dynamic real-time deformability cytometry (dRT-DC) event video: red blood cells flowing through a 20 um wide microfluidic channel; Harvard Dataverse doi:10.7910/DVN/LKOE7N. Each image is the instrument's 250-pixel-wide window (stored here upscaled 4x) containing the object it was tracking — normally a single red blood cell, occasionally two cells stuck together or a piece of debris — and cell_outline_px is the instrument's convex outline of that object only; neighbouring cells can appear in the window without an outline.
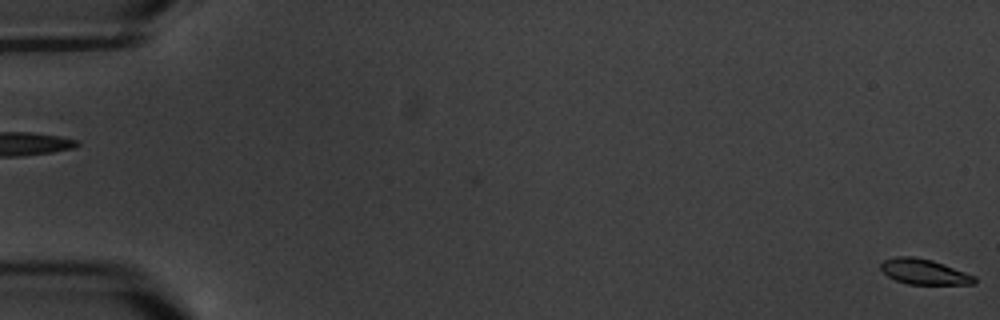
{"species": "common noctule bat (a hibernating species)", "species_latin": "Nyctalus noctula", "temperature_condition": "warm", "stored_images_in_passage": 6, "segment_of_instrument_passage": [2, 2], "camera_frame_rate_fps": 3000, "um_per_image_px": 0.085, "animal": {"sex": "male", "body_mass_g": 20.1, "forearm_length_mm": 53.5}, "frame": {"image": 1, "passage_image": 6, "time_ms": 6.0, "image_size_px": [1000, 320], "cell_outline_px": [[976, 284], [908, 284], [896, 280], [888, 276], [880, 268], [880, 264], [884, 260], [896, 256], [912, 256], [932, 260], [944, 264], [976, 276]], "centroid_in_image_um": [78.56, 23.09], "position_along_channel_um": 6.4, "area_um2": 13.81}}